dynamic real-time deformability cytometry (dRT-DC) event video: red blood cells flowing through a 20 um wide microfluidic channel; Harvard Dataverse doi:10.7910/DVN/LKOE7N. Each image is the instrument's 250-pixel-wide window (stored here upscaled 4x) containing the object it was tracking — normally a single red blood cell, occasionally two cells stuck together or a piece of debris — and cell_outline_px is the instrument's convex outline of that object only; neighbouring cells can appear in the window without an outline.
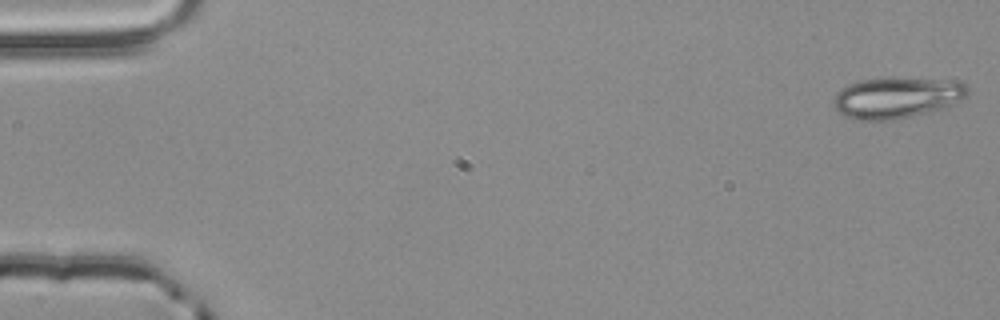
{"species": "common noctule bat (a hibernating species)", "species_latin": "Nyctalus noctula", "temperature_condition": "room temperature", "stored_images_in_passage": 54, "camera_frame_rate_fps": 3000, "um_per_image_px": 0.085, "animal": {"sex": "male", "body_mass_g": 20.4}, "frame": {"image": 1, "passage_image": 1, "time_ms": 0.0, "image_size_px": [1000, 320], "cell_outline_px": [[968, 92], [964, 96], [944, 108], [932, 112], [892, 120], [852, 120], [844, 116], [832, 104], [832, 100], [836, 92], [840, 88], [848, 84], [860, 80], [888, 76], [900, 76], [944, 80], [964, 84], [968, 88]], "centroid_in_image_um": [76.14, 8.28], "position_along_channel_um": 8.9, "area_um2": 32.6}}
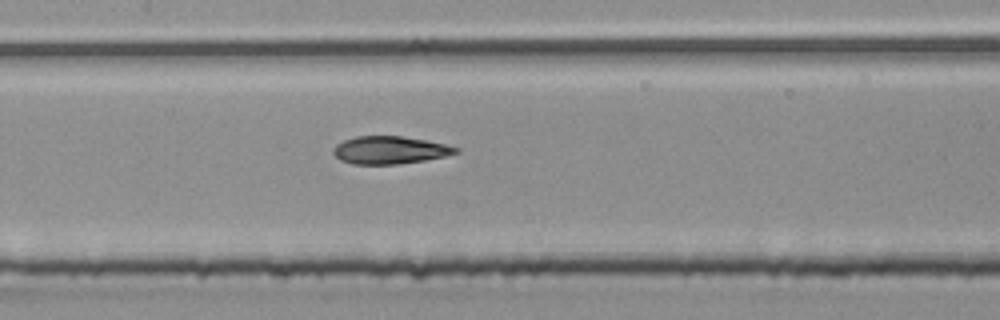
{"frame": {"image": 2, "passage_image": 26, "time_ms": 8.333, "image_size_px": [1000, 320], "cell_outline_px": [[460, 152], [444, 156], [424, 160], [396, 164], [352, 164], [340, 160], [332, 152], [332, 148], [336, 144], [344, 140], [356, 136], [400, 136], [428, 140], [448, 144], [460, 148]], "centroid_in_image_um": [33.14, 12.75], "position_along_channel_um": 174.3, "area_um2": 19.88}}
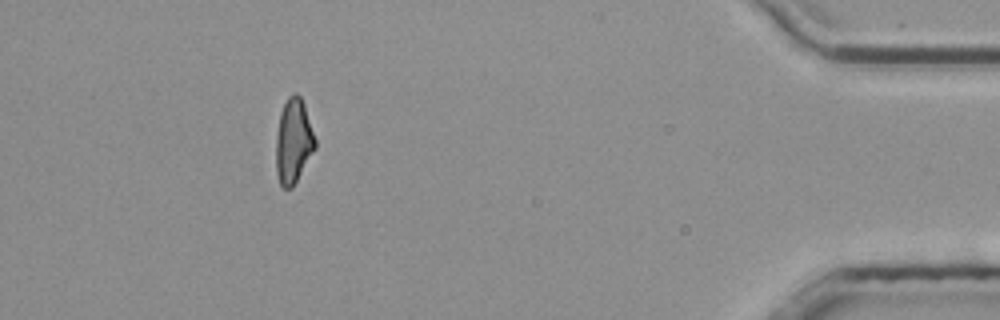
{"frame": {"image": 3, "passage_image": 49, "time_ms": 16.0, "image_size_px": [1000, 320], "cell_outline_px": [[316, 148], [292, 188], [284, 188], [280, 184], [276, 172], [276, 136], [280, 112], [288, 96], [292, 92], [296, 92], [300, 96], [304, 104], [316, 140]], "centroid_in_image_um": [24.94, 11.98], "position_along_channel_um": 410.3, "area_um2": 19.36}, "authors_computed_cell_mechanics": {"area_um2": 20.1144, "velocity_mm_per_s": 3.8614, "shape_relaxation_time_tau1_ms": 7.8156, "shape_relaxation_time_tau2_ms": 2.4715, "deformation_change_tau1": 0.2278, "deformation_change_tau2": 0.1097}}